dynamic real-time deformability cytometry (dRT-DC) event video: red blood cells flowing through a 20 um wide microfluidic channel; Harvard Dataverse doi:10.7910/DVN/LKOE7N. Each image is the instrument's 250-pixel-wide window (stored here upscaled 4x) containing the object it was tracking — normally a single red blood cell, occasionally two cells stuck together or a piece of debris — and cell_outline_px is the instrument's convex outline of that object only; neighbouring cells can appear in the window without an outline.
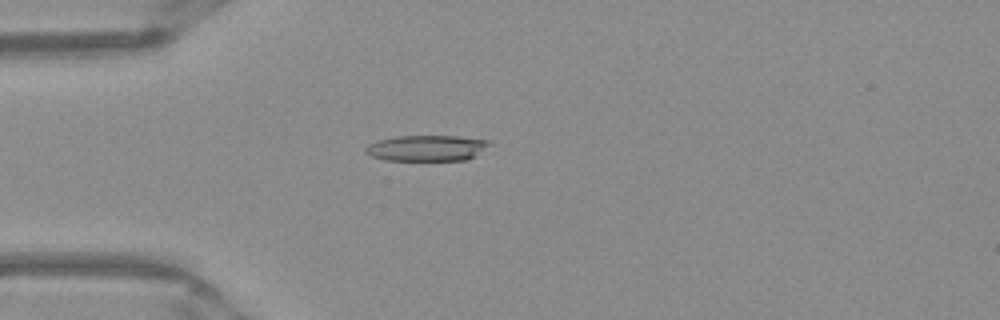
{"species": "Egyptian fruit bat (a non-hibernating species)", "species_latin": "Rousettus aegyptiacus", "temperature_condition": "warm", "stored_images_in_passage": 40, "camera_frame_rate_fps": 3000, "um_per_image_px": 0.085, "frame": {"image": 1, "passage_image": 3, "time_ms": 0.667, "image_size_px": [1000, 320], "cell_outline_px": [[492, 144], [472, 156], [464, 160], [388, 160], [372, 156], [364, 152], [364, 148], [368, 144], [380, 140], [396, 136], [456, 136], [488, 140]], "centroid_in_image_um": [36.24, 12.58], "position_along_channel_um": 48.8, "area_um2": 18.38}}
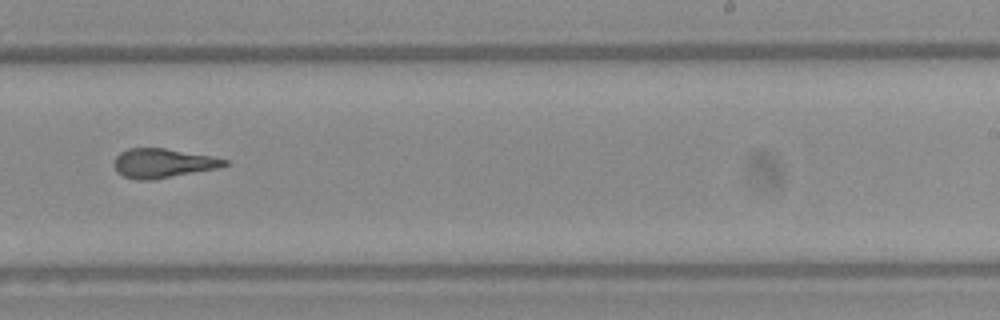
{"frame": {"image": 2, "passage_image": 21, "time_ms": 6.667, "image_size_px": [1000, 320], "cell_outline_px": [[228, 164], [220, 168], [152, 180], [136, 180], [124, 176], [116, 172], [112, 164], [116, 156], [120, 152], [128, 148], [164, 148], [212, 156], [228, 160]], "centroid_in_image_um": [13.82, 13.87], "position_along_channel_um": 275.2, "area_um2": 19.02}}
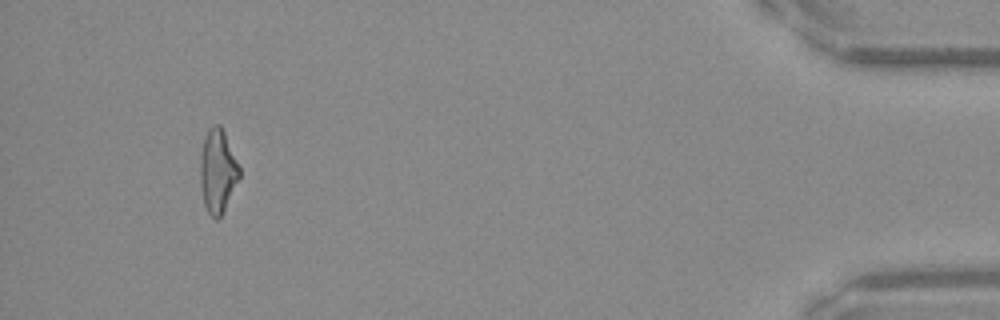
{"frame": {"image": 3, "passage_image": 37, "time_ms": 12.0, "image_size_px": [1000, 320], "cell_outline_px": [[240, 176], [220, 216], [216, 220], [208, 212], [204, 204], [200, 184], [200, 156], [204, 136], [208, 128], [216, 124], [220, 124], [224, 132], [240, 168]], "centroid_in_image_um": [18.48, 14.5], "position_along_channel_um": 416.7, "area_um2": 18.79}, "authors_computed_cell_mechanics": {"area_um2": 18.8139, "velocity_mm_per_s": 3.9816, "shape_relaxation_time_tau1_ms": 10.9846, "shape_relaxation_time_tau2_ms": 2.5817, "deformation_change_tau1": 0.3035, "deformation_change_tau2": 0.1296}}